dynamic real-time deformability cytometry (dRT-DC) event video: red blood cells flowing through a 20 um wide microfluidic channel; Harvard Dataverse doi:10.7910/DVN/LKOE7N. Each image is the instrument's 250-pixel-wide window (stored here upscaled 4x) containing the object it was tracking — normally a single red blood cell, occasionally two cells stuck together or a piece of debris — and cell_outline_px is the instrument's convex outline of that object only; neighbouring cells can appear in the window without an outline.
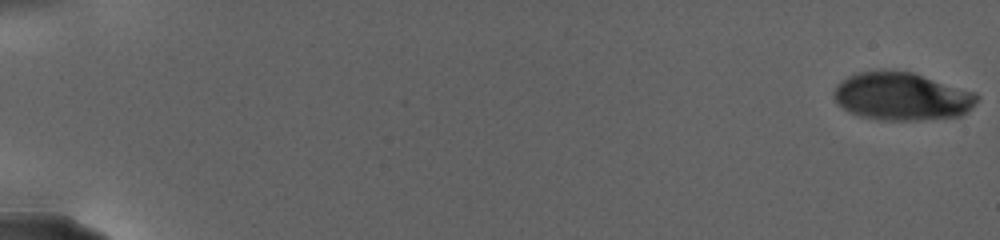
{"species": "human", "species_latin": "Homo sapiens", "temperature_condition": "warm", "stored_images_in_passage": 27, "camera_frame_rate_fps": 3000, "um_per_image_px": 0.085, "donor": {"sex": "female"}, "frame": {"image": 1, "passage_image": 1, "time_ms": 0.0, "image_size_px": [1000, 240], "cell_outline_px": [[980, 96], [960, 116], [916, 120], [888, 120], [860, 116], [844, 108], [836, 100], [836, 84], [848, 76], [860, 72], [912, 72], [976, 92]], "centroid_in_image_um": [76.69, 8.2], "position_along_channel_um": 8.3, "area_um2": 38.9}}